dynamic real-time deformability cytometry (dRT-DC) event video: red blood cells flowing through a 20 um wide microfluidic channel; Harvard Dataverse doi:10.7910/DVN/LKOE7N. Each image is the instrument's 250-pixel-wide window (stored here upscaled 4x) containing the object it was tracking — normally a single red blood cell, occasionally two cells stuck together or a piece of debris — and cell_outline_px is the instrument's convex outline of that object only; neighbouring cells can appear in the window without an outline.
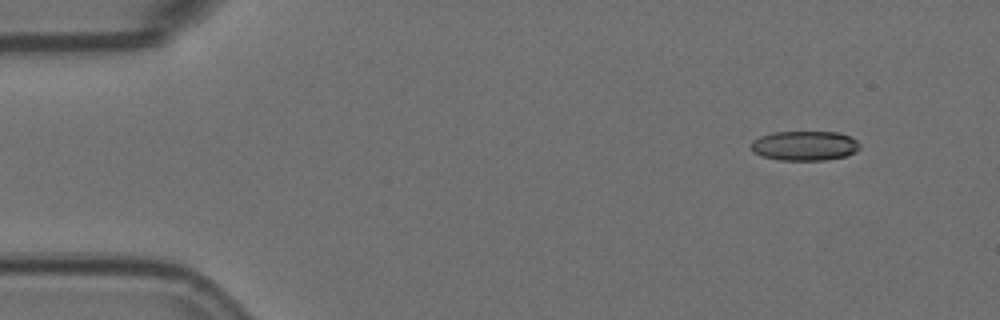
{"species": "Egyptian fruit bat (a non-hibernating species)", "species_latin": "Rousettus aegyptiacus", "temperature_condition": "room temperature", "stored_images_in_passage": 5, "camera_frame_rate_fps": 3000, "um_per_image_px": 0.085, "animal": {"sex": "female"}, "frame": {"image": 1, "passage_image": 1, "time_ms": 0.0, "image_size_px": [1000, 320], "cell_outline_px": [[860, 148], [856, 152], [844, 156], [824, 160], [780, 160], [760, 156], [752, 152], [752, 140], [760, 136], [772, 132], [840, 132], [856, 140], [860, 144]], "centroid_in_image_um": [68.38, 12.38], "position_along_channel_um": 16.6, "area_um2": 18.84}}